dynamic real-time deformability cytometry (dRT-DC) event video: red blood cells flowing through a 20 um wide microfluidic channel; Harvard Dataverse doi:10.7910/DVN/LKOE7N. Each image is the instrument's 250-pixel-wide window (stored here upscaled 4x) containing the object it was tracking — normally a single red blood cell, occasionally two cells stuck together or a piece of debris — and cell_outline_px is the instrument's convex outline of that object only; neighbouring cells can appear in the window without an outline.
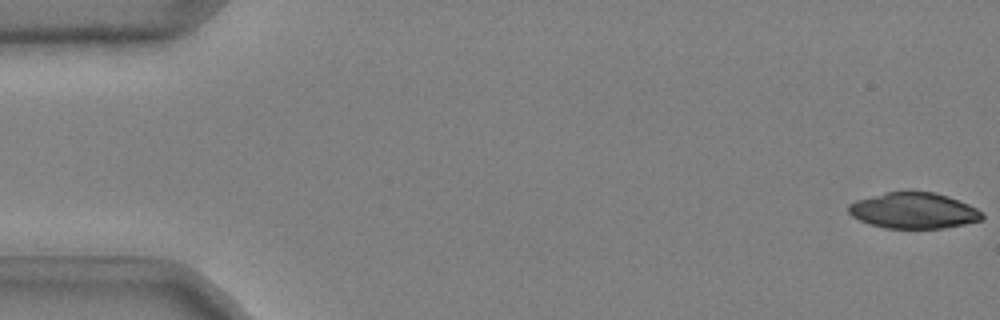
{"species": "common noctule bat (a hibernating species)", "species_latin": "Nyctalus noctula", "temperature_condition": "cold", "stored_images_in_passage": 14, "camera_frame_rate_fps": 3000, "um_per_image_px": 0.085, "animal": {"sex": "male", "body_mass_g": 20.4}, "frame": {"image": 1, "passage_image": 1, "time_ms": 0.0, "image_size_px": [1000, 320], "cell_outline_px": [[984, 220], [944, 228], [884, 228], [868, 224], [852, 216], [848, 212], [848, 204], [856, 200], [888, 192], [908, 188], [932, 192], [948, 196], [968, 204], [976, 208], [984, 216]], "centroid_in_image_um": [77.65, 17.87], "position_along_channel_um": 7.4, "area_um2": 28.44}}